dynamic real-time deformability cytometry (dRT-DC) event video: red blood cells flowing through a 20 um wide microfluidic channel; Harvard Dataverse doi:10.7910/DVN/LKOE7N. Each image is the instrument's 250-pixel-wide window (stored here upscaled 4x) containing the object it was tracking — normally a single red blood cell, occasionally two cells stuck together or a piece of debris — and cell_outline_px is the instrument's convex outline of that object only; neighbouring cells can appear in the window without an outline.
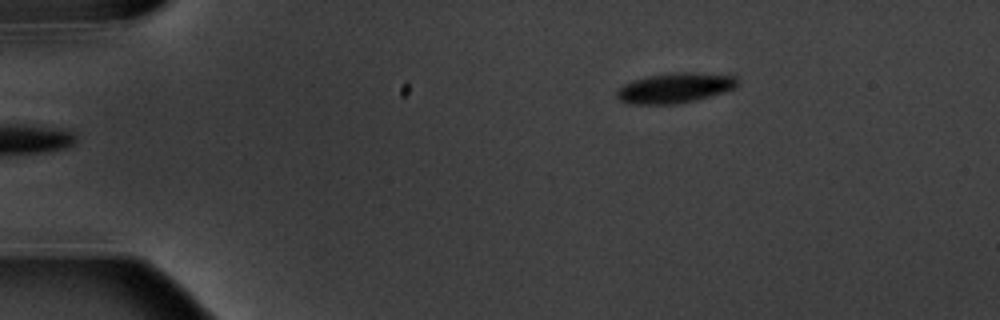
{"species": "common noctule bat (a hibernating species)", "species_latin": "Nyctalus noctula", "temperature_condition": "warm", "stored_images_in_passage": 3, "camera_frame_rate_fps": 3000, "um_per_image_px": 0.085, "animal": {"sex": "male", "body_mass_g": 20.1, "forearm_length_mm": 53.5}, "frame": {"image": 1, "passage_image": 3, "time_ms": 3.333, "image_size_px": [1000, 320], "cell_outline_px": [[736, 84], [732, 88], [724, 92], [692, 100], [672, 104], [628, 104], [620, 100], [616, 96], [616, 92], [624, 84], [632, 80], [648, 76], [680, 72], [688, 72], [736, 76]], "centroid_in_image_um": [57.3, 7.48], "position_along_channel_um": 27.7, "area_um2": 20.63}}